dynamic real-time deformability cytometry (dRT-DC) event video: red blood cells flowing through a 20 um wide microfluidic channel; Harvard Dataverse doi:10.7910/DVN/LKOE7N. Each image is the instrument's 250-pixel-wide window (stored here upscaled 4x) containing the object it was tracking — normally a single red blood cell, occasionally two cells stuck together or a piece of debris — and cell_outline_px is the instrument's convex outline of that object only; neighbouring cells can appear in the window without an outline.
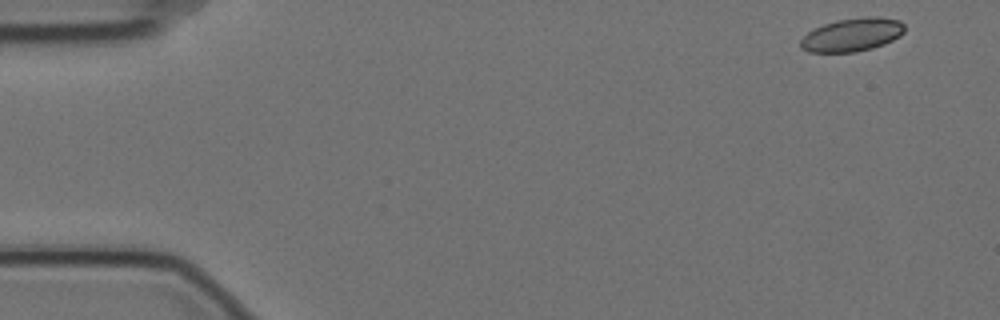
{"species": "Egyptian fruit bat (a non-hibernating species)", "species_latin": "Rousettus aegyptiacus", "temperature_condition": "cold", "stored_images_in_passage": 4, "camera_frame_rate_fps": 3000, "um_per_image_px": 0.085, "animal": {"sex": "female"}, "frame": {"image": 1, "passage_image": 1, "time_ms": 0.0, "image_size_px": [1000, 320], "cell_outline_px": [[904, 32], [900, 36], [884, 44], [872, 48], [856, 52], [808, 52], [800, 48], [800, 40], [808, 32], [824, 24], [836, 20], [868, 16], [876, 16], [900, 20], [904, 24]], "centroid_in_image_um": [72.44, 2.95], "position_along_channel_um": 12.6, "area_um2": 20.23}}
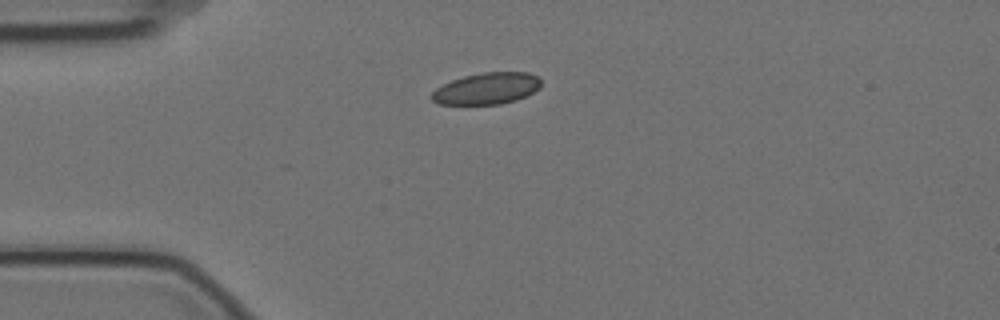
{"frame": {"image": 2, "passage_image": 4, "time_ms": 1.0, "image_size_px": [1000, 320], "cell_outline_px": [[540, 88], [516, 100], [500, 104], [440, 104], [432, 100], [428, 96], [436, 88], [452, 80], [464, 76], [484, 72], [528, 72], [540, 76]], "centroid_in_image_um": [41.37, 7.52], "position_along_channel_um": 43.6, "area_um2": 20.11}}